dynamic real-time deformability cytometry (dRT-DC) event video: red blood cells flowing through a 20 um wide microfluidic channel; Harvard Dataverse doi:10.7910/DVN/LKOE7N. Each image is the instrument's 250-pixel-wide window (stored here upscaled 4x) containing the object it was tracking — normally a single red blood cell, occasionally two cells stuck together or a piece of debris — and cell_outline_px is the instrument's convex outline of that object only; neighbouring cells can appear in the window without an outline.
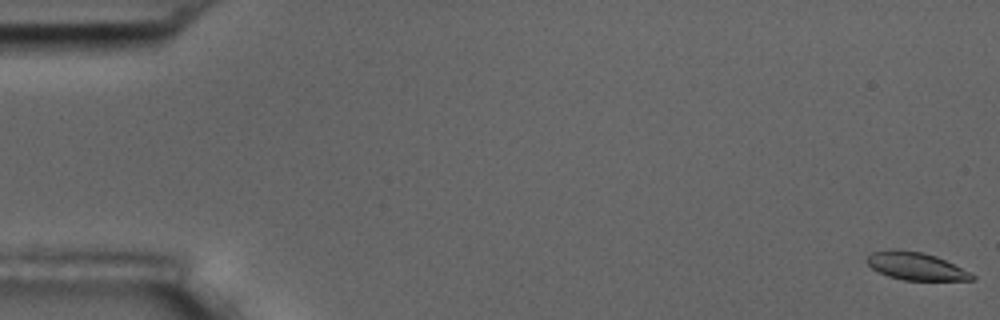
{"species": "common noctule bat (a hibernating species)", "species_latin": "Nyctalus noctula", "temperature_condition": "room temperature", "stored_images_in_passage": 5, "camera_frame_rate_fps": 3000, "um_per_image_px": 0.085, "animal": {"sex": "male", "body_mass_g": 17.5, "forearm_length_mm": 52.3}, "frame": {"image": 1, "passage_image": 1, "time_ms": 0.0, "image_size_px": [1000, 320], "cell_outline_px": [[976, 280], [904, 280], [888, 276], [872, 268], [864, 260], [872, 252], [896, 248], [924, 252], [936, 256], [976, 276]], "centroid_in_image_um": [77.8, 22.61], "position_along_channel_um": 7.2, "area_um2": 16.88}}
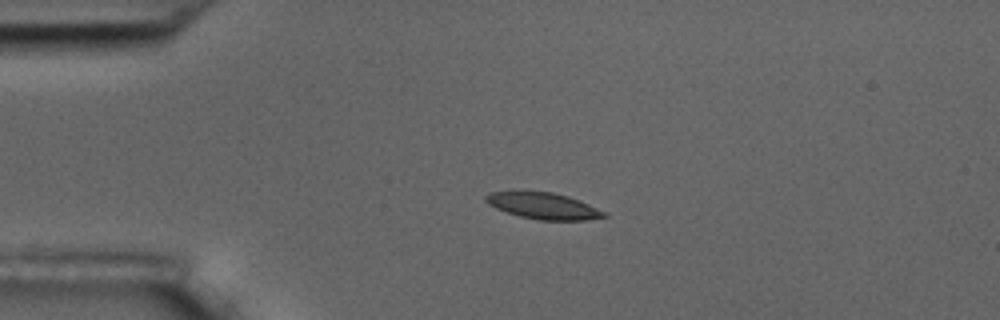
{"frame": {"image": 2, "passage_image": 4, "time_ms": 4.333, "image_size_px": [1000, 320], "cell_outline_px": [[608, 216], [584, 220], [540, 220], [520, 216], [496, 208], [488, 204], [484, 200], [484, 196], [492, 192], [552, 192], [568, 196], [588, 204], [604, 212]], "centroid_in_image_um": [46.17, 17.5], "position_along_channel_um": 38.8, "area_um2": 17.74}}